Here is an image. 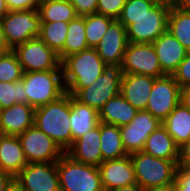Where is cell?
<instances>
[{
  "mask_svg": "<svg viewBox=\"0 0 190 191\" xmlns=\"http://www.w3.org/2000/svg\"><path fill=\"white\" fill-rule=\"evenodd\" d=\"M105 62L95 48H87L71 54L61 61L65 92L75 96L90 86L103 73Z\"/></svg>",
  "mask_w": 190,
  "mask_h": 191,
  "instance_id": "cell-1",
  "label": "cell"
},
{
  "mask_svg": "<svg viewBox=\"0 0 190 191\" xmlns=\"http://www.w3.org/2000/svg\"><path fill=\"white\" fill-rule=\"evenodd\" d=\"M70 94L38 107L34 112V125L52 138L65 152L72 145L70 126Z\"/></svg>",
  "mask_w": 190,
  "mask_h": 191,
  "instance_id": "cell-2",
  "label": "cell"
},
{
  "mask_svg": "<svg viewBox=\"0 0 190 191\" xmlns=\"http://www.w3.org/2000/svg\"><path fill=\"white\" fill-rule=\"evenodd\" d=\"M137 184L143 190H171L178 160H164L143 151L129 154Z\"/></svg>",
  "mask_w": 190,
  "mask_h": 191,
  "instance_id": "cell-3",
  "label": "cell"
},
{
  "mask_svg": "<svg viewBox=\"0 0 190 191\" xmlns=\"http://www.w3.org/2000/svg\"><path fill=\"white\" fill-rule=\"evenodd\" d=\"M171 5L159 1L147 14L141 16H120L125 26L128 41L132 43H153L167 30Z\"/></svg>",
  "mask_w": 190,
  "mask_h": 191,
  "instance_id": "cell-4",
  "label": "cell"
},
{
  "mask_svg": "<svg viewBox=\"0 0 190 191\" xmlns=\"http://www.w3.org/2000/svg\"><path fill=\"white\" fill-rule=\"evenodd\" d=\"M62 79V69L24 72L22 80L29 105L36 109L58 100L66 93Z\"/></svg>",
  "mask_w": 190,
  "mask_h": 191,
  "instance_id": "cell-5",
  "label": "cell"
},
{
  "mask_svg": "<svg viewBox=\"0 0 190 191\" xmlns=\"http://www.w3.org/2000/svg\"><path fill=\"white\" fill-rule=\"evenodd\" d=\"M60 191H104L98 167L79 163L64 154L57 161Z\"/></svg>",
  "mask_w": 190,
  "mask_h": 191,
  "instance_id": "cell-6",
  "label": "cell"
},
{
  "mask_svg": "<svg viewBox=\"0 0 190 191\" xmlns=\"http://www.w3.org/2000/svg\"><path fill=\"white\" fill-rule=\"evenodd\" d=\"M123 74L121 64L105 65L97 80L74 97L99 111L110 98L120 94Z\"/></svg>",
  "mask_w": 190,
  "mask_h": 191,
  "instance_id": "cell-7",
  "label": "cell"
},
{
  "mask_svg": "<svg viewBox=\"0 0 190 191\" xmlns=\"http://www.w3.org/2000/svg\"><path fill=\"white\" fill-rule=\"evenodd\" d=\"M1 24L6 44L12 50L19 44L39 37L41 17L38 9L9 11Z\"/></svg>",
  "mask_w": 190,
  "mask_h": 191,
  "instance_id": "cell-8",
  "label": "cell"
},
{
  "mask_svg": "<svg viewBox=\"0 0 190 191\" xmlns=\"http://www.w3.org/2000/svg\"><path fill=\"white\" fill-rule=\"evenodd\" d=\"M13 52L23 72L50 71L61 68L58 54L50 49L39 37L15 46Z\"/></svg>",
  "mask_w": 190,
  "mask_h": 191,
  "instance_id": "cell-9",
  "label": "cell"
},
{
  "mask_svg": "<svg viewBox=\"0 0 190 191\" xmlns=\"http://www.w3.org/2000/svg\"><path fill=\"white\" fill-rule=\"evenodd\" d=\"M28 163H56L65 152L35 125L18 135Z\"/></svg>",
  "mask_w": 190,
  "mask_h": 191,
  "instance_id": "cell-10",
  "label": "cell"
},
{
  "mask_svg": "<svg viewBox=\"0 0 190 191\" xmlns=\"http://www.w3.org/2000/svg\"><path fill=\"white\" fill-rule=\"evenodd\" d=\"M121 66L126 74H141L154 78L166 75L160 67L152 43L129 42Z\"/></svg>",
  "mask_w": 190,
  "mask_h": 191,
  "instance_id": "cell-11",
  "label": "cell"
},
{
  "mask_svg": "<svg viewBox=\"0 0 190 191\" xmlns=\"http://www.w3.org/2000/svg\"><path fill=\"white\" fill-rule=\"evenodd\" d=\"M180 103V86L173 75H164L154 80L145 111L161 123Z\"/></svg>",
  "mask_w": 190,
  "mask_h": 191,
  "instance_id": "cell-12",
  "label": "cell"
},
{
  "mask_svg": "<svg viewBox=\"0 0 190 191\" xmlns=\"http://www.w3.org/2000/svg\"><path fill=\"white\" fill-rule=\"evenodd\" d=\"M21 191H60L56 163H28L16 176Z\"/></svg>",
  "mask_w": 190,
  "mask_h": 191,
  "instance_id": "cell-13",
  "label": "cell"
},
{
  "mask_svg": "<svg viewBox=\"0 0 190 191\" xmlns=\"http://www.w3.org/2000/svg\"><path fill=\"white\" fill-rule=\"evenodd\" d=\"M161 124L150 112L138 111L129 124L120 127L121 139L126 152L131 154L142 151L147 138Z\"/></svg>",
  "mask_w": 190,
  "mask_h": 191,
  "instance_id": "cell-14",
  "label": "cell"
},
{
  "mask_svg": "<svg viewBox=\"0 0 190 191\" xmlns=\"http://www.w3.org/2000/svg\"><path fill=\"white\" fill-rule=\"evenodd\" d=\"M128 43L125 26L114 20L95 49L106 65L122 64Z\"/></svg>",
  "mask_w": 190,
  "mask_h": 191,
  "instance_id": "cell-15",
  "label": "cell"
},
{
  "mask_svg": "<svg viewBox=\"0 0 190 191\" xmlns=\"http://www.w3.org/2000/svg\"><path fill=\"white\" fill-rule=\"evenodd\" d=\"M98 169L104 191L137 183L130 155L120 159L105 160Z\"/></svg>",
  "mask_w": 190,
  "mask_h": 191,
  "instance_id": "cell-16",
  "label": "cell"
},
{
  "mask_svg": "<svg viewBox=\"0 0 190 191\" xmlns=\"http://www.w3.org/2000/svg\"><path fill=\"white\" fill-rule=\"evenodd\" d=\"M65 154L76 162L98 167L102 163L100 123L96 128L76 139Z\"/></svg>",
  "mask_w": 190,
  "mask_h": 191,
  "instance_id": "cell-17",
  "label": "cell"
},
{
  "mask_svg": "<svg viewBox=\"0 0 190 191\" xmlns=\"http://www.w3.org/2000/svg\"><path fill=\"white\" fill-rule=\"evenodd\" d=\"M152 44L160 67L166 75H172L188 53L184 46L167 30Z\"/></svg>",
  "mask_w": 190,
  "mask_h": 191,
  "instance_id": "cell-18",
  "label": "cell"
},
{
  "mask_svg": "<svg viewBox=\"0 0 190 191\" xmlns=\"http://www.w3.org/2000/svg\"><path fill=\"white\" fill-rule=\"evenodd\" d=\"M156 78L141 74H123L120 94L138 111L146 110Z\"/></svg>",
  "mask_w": 190,
  "mask_h": 191,
  "instance_id": "cell-19",
  "label": "cell"
},
{
  "mask_svg": "<svg viewBox=\"0 0 190 191\" xmlns=\"http://www.w3.org/2000/svg\"><path fill=\"white\" fill-rule=\"evenodd\" d=\"M35 109L29 104H13L0 110V134L18 136L34 125Z\"/></svg>",
  "mask_w": 190,
  "mask_h": 191,
  "instance_id": "cell-20",
  "label": "cell"
},
{
  "mask_svg": "<svg viewBox=\"0 0 190 191\" xmlns=\"http://www.w3.org/2000/svg\"><path fill=\"white\" fill-rule=\"evenodd\" d=\"M70 126L72 143L87 131L96 128L99 123V111L81 103L70 95Z\"/></svg>",
  "mask_w": 190,
  "mask_h": 191,
  "instance_id": "cell-21",
  "label": "cell"
},
{
  "mask_svg": "<svg viewBox=\"0 0 190 191\" xmlns=\"http://www.w3.org/2000/svg\"><path fill=\"white\" fill-rule=\"evenodd\" d=\"M27 164L18 136L0 134V169L15 177Z\"/></svg>",
  "mask_w": 190,
  "mask_h": 191,
  "instance_id": "cell-22",
  "label": "cell"
},
{
  "mask_svg": "<svg viewBox=\"0 0 190 191\" xmlns=\"http://www.w3.org/2000/svg\"><path fill=\"white\" fill-rule=\"evenodd\" d=\"M138 110L134 108L121 94L110 98L99 110L101 123L118 127L129 124Z\"/></svg>",
  "mask_w": 190,
  "mask_h": 191,
  "instance_id": "cell-23",
  "label": "cell"
},
{
  "mask_svg": "<svg viewBox=\"0 0 190 191\" xmlns=\"http://www.w3.org/2000/svg\"><path fill=\"white\" fill-rule=\"evenodd\" d=\"M142 151L164 160H178L179 157V147L162 124L147 138Z\"/></svg>",
  "mask_w": 190,
  "mask_h": 191,
  "instance_id": "cell-24",
  "label": "cell"
},
{
  "mask_svg": "<svg viewBox=\"0 0 190 191\" xmlns=\"http://www.w3.org/2000/svg\"><path fill=\"white\" fill-rule=\"evenodd\" d=\"M178 147L190 138V111L179 103L162 122Z\"/></svg>",
  "mask_w": 190,
  "mask_h": 191,
  "instance_id": "cell-25",
  "label": "cell"
},
{
  "mask_svg": "<svg viewBox=\"0 0 190 191\" xmlns=\"http://www.w3.org/2000/svg\"><path fill=\"white\" fill-rule=\"evenodd\" d=\"M100 150L102 162L120 159L129 155L121 139L120 127L100 122Z\"/></svg>",
  "mask_w": 190,
  "mask_h": 191,
  "instance_id": "cell-26",
  "label": "cell"
},
{
  "mask_svg": "<svg viewBox=\"0 0 190 191\" xmlns=\"http://www.w3.org/2000/svg\"><path fill=\"white\" fill-rule=\"evenodd\" d=\"M87 48L84 16H77L69 22L64 48L58 53L59 59L62 61L65 57Z\"/></svg>",
  "mask_w": 190,
  "mask_h": 191,
  "instance_id": "cell-27",
  "label": "cell"
},
{
  "mask_svg": "<svg viewBox=\"0 0 190 191\" xmlns=\"http://www.w3.org/2000/svg\"><path fill=\"white\" fill-rule=\"evenodd\" d=\"M38 11L41 22H70L78 16L69 0H42Z\"/></svg>",
  "mask_w": 190,
  "mask_h": 191,
  "instance_id": "cell-28",
  "label": "cell"
},
{
  "mask_svg": "<svg viewBox=\"0 0 190 191\" xmlns=\"http://www.w3.org/2000/svg\"><path fill=\"white\" fill-rule=\"evenodd\" d=\"M167 31H169L190 52V12L171 5L168 16Z\"/></svg>",
  "mask_w": 190,
  "mask_h": 191,
  "instance_id": "cell-29",
  "label": "cell"
},
{
  "mask_svg": "<svg viewBox=\"0 0 190 191\" xmlns=\"http://www.w3.org/2000/svg\"><path fill=\"white\" fill-rule=\"evenodd\" d=\"M69 22H41L39 38L57 54L64 48Z\"/></svg>",
  "mask_w": 190,
  "mask_h": 191,
  "instance_id": "cell-30",
  "label": "cell"
},
{
  "mask_svg": "<svg viewBox=\"0 0 190 191\" xmlns=\"http://www.w3.org/2000/svg\"><path fill=\"white\" fill-rule=\"evenodd\" d=\"M87 45L95 48L114 19L95 13L84 16Z\"/></svg>",
  "mask_w": 190,
  "mask_h": 191,
  "instance_id": "cell-31",
  "label": "cell"
},
{
  "mask_svg": "<svg viewBox=\"0 0 190 191\" xmlns=\"http://www.w3.org/2000/svg\"><path fill=\"white\" fill-rule=\"evenodd\" d=\"M29 104L23 80L16 82L0 81V110L11 107L13 104Z\"/></svg>",
  "mask_w": 190,
  "mask_h": 191,
  "instance_id": "cell-32",
  "label": "cell"
},
{
  "mask_svg": "<svg viewBox=\"0 0 190 191\" xmlns=\"http://www.w3.org/2000/svg\"><path fill=\"white\" fill-rule=\"evenodd\" d=\"M23 69L13 50L5 51L0 57V81L16 82L23 77Z\"/></svg>",
  "mask_w": 190,
  "mask_h": 191,
  "instance_id": "cell-33",
  "label": "cell"
},
{
  "mask_svg": "<svg viewBox=\"0 0 190 191\" xmlns=\"http://www.w3.org/2000/svg\"><path fill=\"white\" fill-rule=\"evenodd\" d=\"M158 2V0H126L120 16L145 15Z\"/></svg>",
  "mask_w": 190,
  "mask_h": 191,
  "instance_id": "cell-34",
  "label": "cell"
},
{
  "mask_svg": "<svg viewBox=\"0 0 190 191\" xmlns=\"http://www.w3.org/2000/svg\"><path fill=\"white\" fill-rule=\"evenodd\" d=\"M126 0H98L97 13L118 20Z\"/></svg>",
  "mask_w": 190,
  "mask_h": 191,
  "instance_id": "cell-35",
  "label": "cell"
},
{
  "mask_svg": "<svg viewBox=\"0 0 190 191\" xmlns=\"http://www.w3.org/2000/svg\"><path fill=\"white\" fill-rule=\"evenodd\" d=\"M172 191H190V167L178 166Z\"/></svg>",
  "mask_w": 190,
  "mask_h": 191,
  "instance_id": "cell-36",
  "label": "cell"
},
{
  "mask_svg": "<svg viewBox=\"0 0 190 191\" xmlns=\"http://www.w3.org/2000/svg\"><path fill=\"white\" fill-rule=\"evenodd\" d=\"M172 75L180 87L190 83V52L186 54Z\"/></svg>",
  "mask_w": 190,
  "mask_h": 191,
  "instance_id": "cell-37",
  "label": "cell"
},
{
  "mask_svg": "<svg viewBox=\"0 0 190 191\" xmlns=\"http://www.w3.org/2000/svg\"><path fill=\"white\" fill-rule=\"evenodd\" d=\"M78 16L97 13L98 0H69Z\"/></svg>",
  "mask_w": 190,
  "mask_h": 191,
  "instance_id": "cell-38",
  "label": "cell"
},
{
  "mask_svg": "<svg viewBox=\"0 0 190 191\" xmlns=\"http://www.w3.org/2000/svg\"><path fill=\"white\" fill-rule=\"evenodd\" d=\"M42 0H6L9 11L38 9Z\"/></svg>",
  "mask_w": 190,
  "mask_h": 191,
  "instance_id": "cell-39",
  "label": "cell"
},
{
  "mask_svg": "<svg viewBox=\"0 0 190 191\" xmlns=\"http://www.w3.org/2000/svg\"><path fill=\"white\" fill-rule=\"evenodd\" d=\"M177 166L190 167V138L179 147Z\"/></svg>",
  "mask_w": 190,
  "mask_h": 191,
  "instance_id": "cell-40",
  "label": "cell"
},
{
  "mask_svg": "<svg viewBox=\"0 0 190 191\" xmlns=\"http://www.w3.org/2000/svg\"><path fill=\"white\" fill-rule=\"evenodd\" d=\"M15 185V177L0 169V191H9Z\"/></svg>",
  "mask_w": 190,
  "mask_h": 191,
  "instance_id": "cell-41",
  "label": "cell"
},
{
  "mask_svg": "<svg viewBox=\"0 0 190 191\" xmlns=\"http://www.w3.org/2000/svg\"><path fill=\"white\" fill-rule=\"evenodd\" d=\"M180 103L190 111V83L180 87Z\"/></svg>",
  "mask_w": 190,
  "mask_h": 191,
  "instance_id": "cell-42",
  "label": "cell"
},
{
  "mask_svg": "<svg viewBox=\"0 0 190 191\" xmlns=\"http://www.w3.org/2000/svg\"><path fill=\"white\" fill-rule=\"evenodd\" d=\"M173 5L181 10L190 12V0H176Z\"/></svg>",
  "mask_w": 190,
  "mask_h": 191,
  "instance_id": "cell-43",
  "label": "cell"
},
{
  "mask_svg": "<svg viewBox=\"0 0 190 191\" xmlns=\"http://www.w3.org/2000/svg\"><path fill=\"white\" fill-rule=\"evenodd\" d=\"M112 191H144L137 183L128 186H123Z\"/></svg>",
  "mask_w": 190,
  "mask_h": 191,
  "instance_id": "cell-44",
  "label": "cell"
},
{
  "mask_svg": "<svg viewBox=\"0 0 190 191\" xmlns=\"http://www.w3.org/2000/svg\"><path fill=\"white\" fill-rule=\"evenodd\" d=\"M9 8L6 0H0V22L8 14Z\"/></svg>",
  "mask_w": 190,
  "mask_h": 191,
  "instance_id": "cell-45",
  "label": "cell"
},
{
  "mask_svg": "<svg viewBox=\"0 0 190 191\" xmlns=\"http://www.w3.org/2000/svg\"><path fill=\"white\" fill-rule=\"evenodd\" d=\"M0 47L3 48L5 51L11 50L5 41L4 34H3V29H2V24L0 22Z\"/></svg>",
  "mask_w": 190,
  "mask_h": 191,
  "instance_id": "cell-46",
  "label": "cell"
},
{
  "mask_svg": "<svg viewBox=\"0 0 190 191\" xmlns=\"http://www.w3.org/2000/svg\"><path fill=\"white\" fill-rule=\"evenodd\" d=\"M158 1L166 2V3H169V4H173L176 0H158Z\"/></svg>",
  "mask_w": 190,
  "mask_h": 191,
  "instance_id": "cell-47",
  "label": "cell"
},
{
  "mask_svg": "<svg viewBox=\"0 0 190 191\" xmlns=\"http://www.w3.org/2000/svg\"><path fill=\"white\" fill-rule=\"evenodd\" d=\"M9 191H21L16 185H14Z\"/></svg>",
  "mask_w": 190,
  "mask_h": 191,
  "instance_id": "cell-48",
  "label": "cell"
},
{
  "mask_svg": "<svg viewBox=\"0 0 190 191\" xmlns=\"http://www.w3.org/2000/svg\"><path fill=\"white\" fill-rule=\"evenodd\" d=\"M4 52H5V50L0 47V57L2 56V54H3Z\"/></svg>",
  "mask_w": 190,
  "mask_h": 191,
  "instance_id": "cell-49",
  "label": "cell"
},
{
  "mask_svg": "<svg viewBox=\"0 0 190 191\" xmlns=\"http://www.w3.org/2000/svg\"><path fill=\"white\" fill-rule=\"evenodd\" d=\"M144 191H172V190H144Z\"/></svg>",
  "mask_w": 190,
  "mask_h": 191,
  "instance_id": "cell-50",
  "label": "cell"
}]
</instances>
